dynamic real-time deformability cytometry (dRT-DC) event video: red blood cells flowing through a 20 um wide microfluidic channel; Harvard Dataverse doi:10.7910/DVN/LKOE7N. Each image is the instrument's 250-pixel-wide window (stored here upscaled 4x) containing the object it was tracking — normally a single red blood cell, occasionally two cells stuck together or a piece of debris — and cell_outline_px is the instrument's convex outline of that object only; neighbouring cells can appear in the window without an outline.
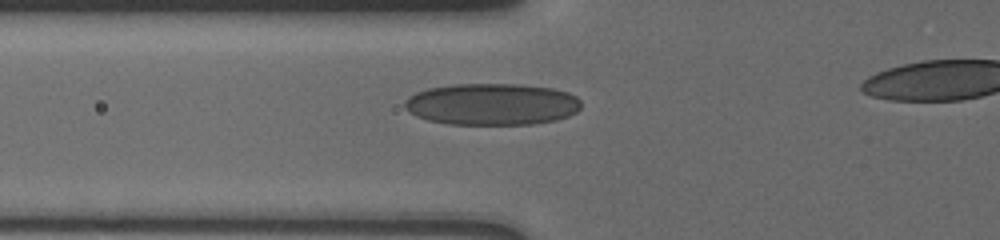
{"species": "human", "species_latin": "Homo sapiens", "temperature_condition": "cold", "stored_images_in_passage": 8, "segment_of_instrument_passage": [1, 2], "camera_frame_rate_fps": 3000, "um_per_image_px": 0.085, "donor": {"sex": "male"}, "frame": {"image": 1, "passage_image": 7, "time_ms": 5.333, "image_size_px": [1000, 240], "cell_outline_px": [[580, 108], [576, 112], [568, 116], [556, 120], [532, 124], [448, 124], [428, 120], [416, 116], [408, 112], [404, 108], [404, 100], [408, 96], [416, 92], [428, 88], [452, 84], [520, 84], [552, 88], [568, 92], [576, 96], [580, 100]], "centroid_in_image_um": [41.79, 8.85], "position_along_channel_um": 84.0, "area_um2": 43.23}}